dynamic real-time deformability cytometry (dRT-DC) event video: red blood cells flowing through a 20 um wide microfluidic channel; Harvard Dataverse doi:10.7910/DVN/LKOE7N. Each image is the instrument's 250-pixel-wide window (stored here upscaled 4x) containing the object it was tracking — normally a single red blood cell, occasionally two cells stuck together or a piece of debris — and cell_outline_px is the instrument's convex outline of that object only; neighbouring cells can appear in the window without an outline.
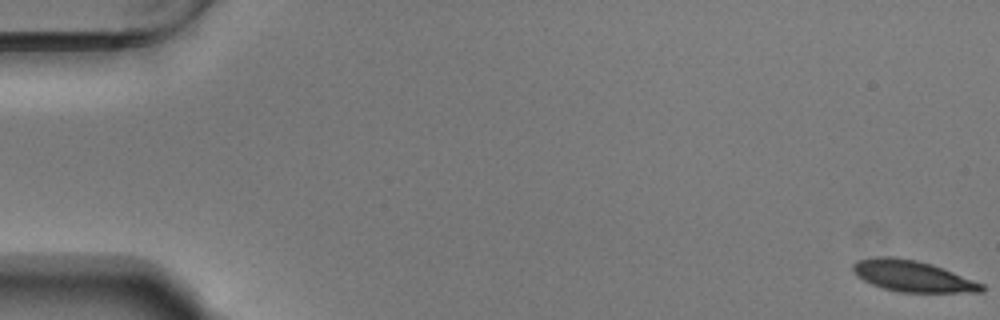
{"species": "Egyptian fruit bat (a non-hibernating species)", "species_latin": "Rousettus aegyptiacus", "temperature_condition": "warm", "stored_images_in_passage": 56, "camera_frame_rate_fps": 3000, "um_per_image_px": 0.085, "animal": {"sex": "male"}, "frame": {"image": 1, "passage_image": 1, "time_ms": 0.0, "image_size_px": [1000, 320], "cell_outline_px": [[984, 292], [900, 292], [884, 288], [872, 284], [856, 276], [852, 272], [852, 264], [856, 260], [880, 256], [892, 256], [916, 260], [932, 264], [984, 284]], "centroid_in_image_um": [77.53, 23.46], "position_along_channel_um": 7.5, "area_um2": 23.35}}
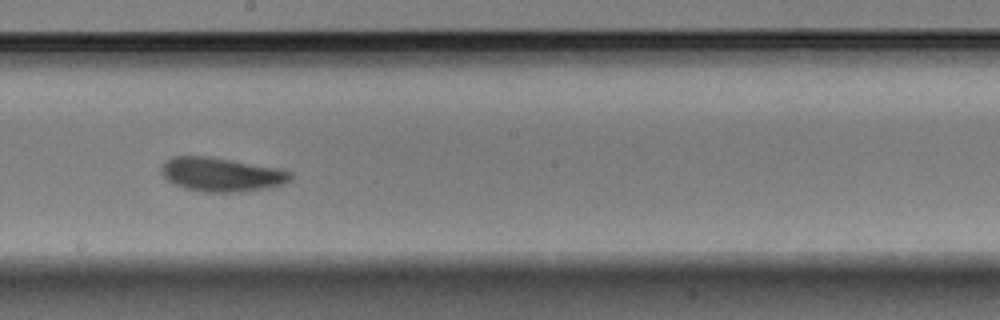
{"frame": {"image": 2, "passage_image": 32, "time_ms": 10.333, "image_size_px": [1000, 320], "cell_outline_px": [[292, 180], [268, 188], [244, 192], [204, 192], [184, 188], [172, 184], [160, 172], [160, 164], [164, 160], [172, 156], [208, 156], [232, 160], [276, 168], [292, 172]], "centroid_in_image_um": [18.76, 14.83], "position_along_channel_um": 229.4, "area_um2": 25.78}}
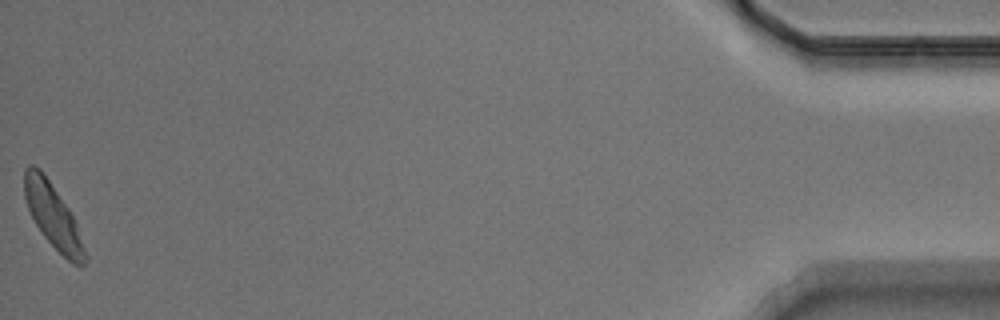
{"frame": {"image": 3, "passage_image": 56, "time_ms": 18.333, "image_size_px": [1000, 320], "cell_outline_px": [[88, 260], [80, 268], [72, 264], [44, 236], [36, 224], [28, 208], [24, 196], [24, 168], [28, 164], [32, 164], [40, 168], [68, 208], [76, 224], [88, 256]], "centroid_in_image_um": [4.51, 18.37], "position_along_channel_um": 430.7, "area_um2": 22.37}, "authors_computed_cell_mechanics": {"area_um2": 23.9003, "velocity_mm_per_s": 3.6722, "shape_relaxation_time_tau1_ms": 1.8732, "shape_relaxation_time_tau2_ms": 1.3344, "deformation_change_tau1": 0.1421, "deformation_change_tau2": 0.0859}}